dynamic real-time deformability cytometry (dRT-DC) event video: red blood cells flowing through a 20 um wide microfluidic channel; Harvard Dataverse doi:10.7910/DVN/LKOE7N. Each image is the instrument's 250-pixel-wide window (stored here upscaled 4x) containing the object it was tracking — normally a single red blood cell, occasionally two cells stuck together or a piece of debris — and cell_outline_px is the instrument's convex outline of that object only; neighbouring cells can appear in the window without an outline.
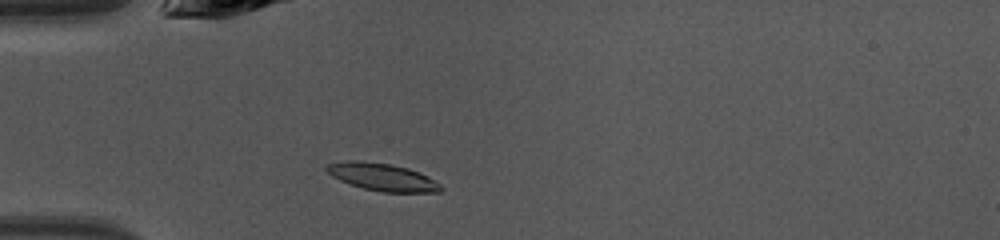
{"species": "common noctule bat (a hibernating species)", "species_latin": "Nyctalus noctula", "temperature_condition": "warm", "stored_images_in_passage": 35, "camera_frame_rate_fps": 3000, "um_per_image_px": 0.085, "animal": {"sex": "female", "body_mass_g": 10.0, "forearm_length_mm": 53.1}, "frame": {"image": 1, "passage_image": 2, "time_ms": 0.333, "image_size_px": [1000, 240], "cell_outline_px": [[444, 188], [440, 192], [384, 192], [364, 188], [340, 180], [332, 176], [324, 168], [328, 164], [348, 160], [356, 160], [392, 164], [408, 168], [420, 172], [428, 176], [440, 184]], "centroid_in_image_um": [32.53, 15.04], "position_along_channel_um": 52.5, "area_um2": 18.21}}
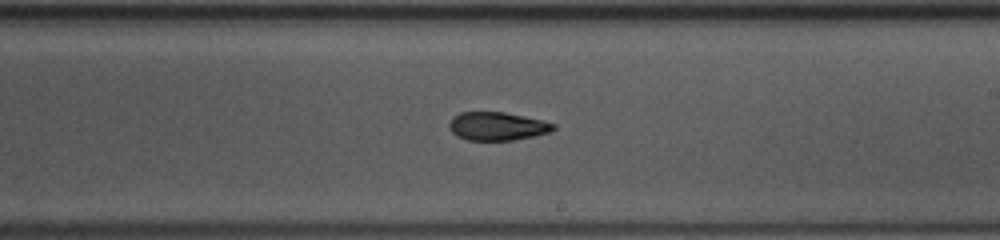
{"frame": {"image": 2, "passage_image": 16, "time_ms": 5.0, "image_size_px": [1000, 240], "cell_outline_px": [[556, 128], [552, 132], [536, 136], [512, 140], [468, 140], [456, 136], [448, 128], [448, 124], [460, 112], [504, 112], [540, 120], [556, 124]], "centroid_in_image_um": [42.28, 10.74], "position_along_channel_um": 246.7, "area_um2": 17.17}}
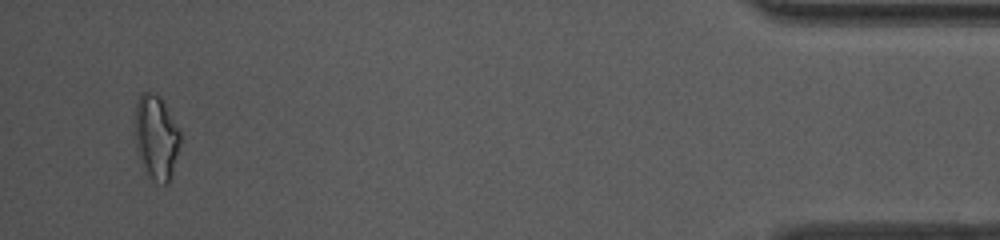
{"frame": {"image": 3, "passage_image": 33, "time_ms": 10.667, "image_size_px": [1000, 240], "cell_outline_px": [[180, 144], [172, 176], [168, 184], [164, 184], [152, 176], [148, 172], [140, 160], [136, 148], [136, 104], [140, 96], [144, 92], [152, 92], [160, 96], [180, 132]], "centroid_in_image_um": [13.3, 11.65], "position_along_channel_um": 421.9, "area_um2": 21.62}, "authors_computed_cell_mechanics": {"area_um2": 18.0336, "velocity_mm_per_s": 4.3482, "shape_relaxation_time_tau1_ms": 4.522, "shape_relaxation_time_tau2_ms": 2.1515, "deformation_change_tau1": 0.1483, "deformation_change_tau2": 0.0901}}